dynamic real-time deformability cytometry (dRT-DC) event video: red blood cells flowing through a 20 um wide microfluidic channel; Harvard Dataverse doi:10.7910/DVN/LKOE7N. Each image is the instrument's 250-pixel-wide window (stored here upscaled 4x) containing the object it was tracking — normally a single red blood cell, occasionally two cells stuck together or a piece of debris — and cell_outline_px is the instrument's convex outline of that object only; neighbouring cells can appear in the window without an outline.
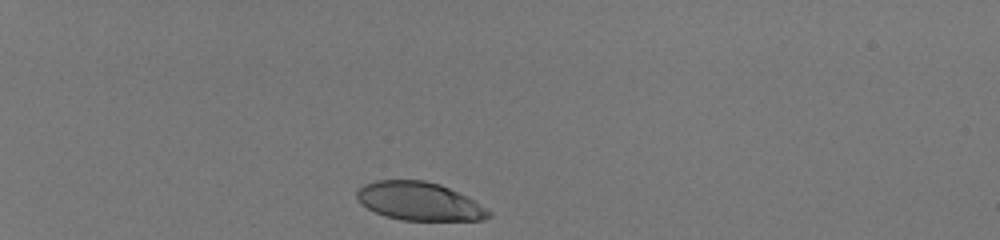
{"species": "human", "species_latin": "Homo sapiens", "temperature_condition": "room temperature", "stored_images_in_passage": 34, "camera_frame_rate_fps": 3000, "um_per_image_px": 0.085, "donor": {"sex": "male"}, "frame": {"image": 1, "passage_image": 1, "time_ms": 0.0, "image_size_px": [1000, 240], "cell_outline_px": [[492, 216], [484, 220], [400, 220], [384, 216], [360, 204], [356, 196], [356, 192], [364, 184], [376, 180], [424, 180], [440, 184], [480, 204], [492, 212]], "centroid_in_image_um": [35.62, 17.12], "position_along_channel_um": 49.4, "area_um2": 29.3}}
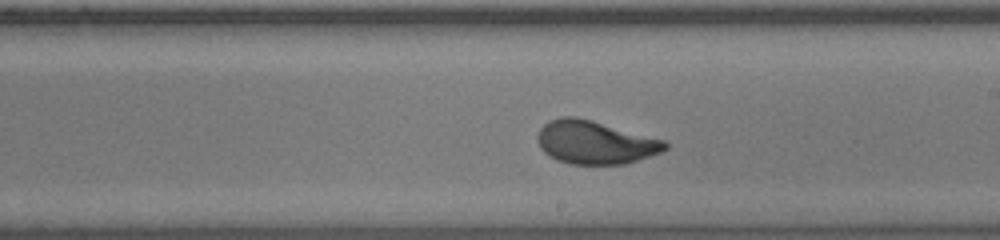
{"frame": {"image": 2, "passage_image": 20, "time_ms": 6.333, "image_size_px": [1000, 240], "cell_outline_px": [[668, 148], [660, 152], [624, 164], [572, 164], [556, 160], [548, 156], [540, 148], [536, 136], [540, 128], [548, 120], [560, 116], [576, 116], [592, 120], [664, 140], [668, 144]], "centroid_in_image_um": [50.52, 12.09], "position_along_channel_um": 238.5, "area_um2": 32.14}}
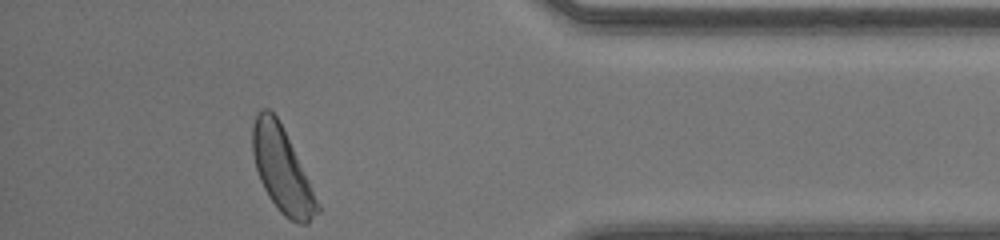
{"frame": {"image": 3, "passage_image": 34, "time_ms": 11.0, "image_size_px": [1000, 240], "cell_outline_px": [[320, 212], [308, 224], [300, 224], [284, 216], [280, 212], [268, 196], [260, 180], [256, 168], [252, 152], [252, 124], [256, 112], [260, 108], [268, 108], [276, 116], [320, 204]], "centroid_in_image_um": [23.95, 14.46], "position_along_channel_um": 411.3, "area_um2": 31.5}, "authors_computed_cell_mechanics": {"area_um2": 31.9634, "velocity_mm_per_s": 4.0985, "shape_relaxation_time_tau1_ms": 2.5981, "shape_relaxation_time_tau2_ms": null, "deformation_change_tau1": 0.1597, "deformation_change_tau2": null}}